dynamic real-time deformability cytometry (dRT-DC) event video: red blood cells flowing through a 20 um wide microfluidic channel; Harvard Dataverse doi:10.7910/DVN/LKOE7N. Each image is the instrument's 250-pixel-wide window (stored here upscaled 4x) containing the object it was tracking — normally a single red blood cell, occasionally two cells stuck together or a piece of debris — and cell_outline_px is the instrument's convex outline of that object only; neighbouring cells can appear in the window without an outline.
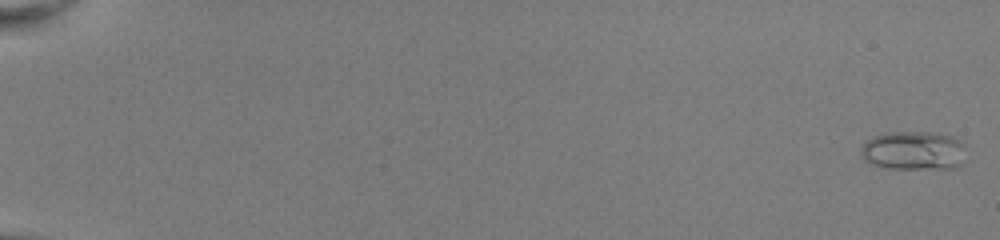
{"species": "common noctule bat (a hibernating species)", "species_latin": "Nyctalus noctula", "temperature_condition": "room temperature", "stored_images_in_passage": 52, "camera_frame_rate_fps": 3000, "um_per_image_px": 0.085, "animal": {"sex": "female", "body_mass_g": 22.0, "forearm_length_mm": 56.7}, "frame": {"image": 1, "passage_image": 1, "time_ms": 0.0, "image_size_px": [1000, 240], "cell_outline_px": [[968, 148], [960, 164], [956, 168], [888, 168], [872, 164], [864, 160], [860, 156], [860, 148], [872, 136], [888, 132], [932, 132], [952, 136], [964, 144]], "centroid_in_image_um": [77.66, 12.79], "position_along_channel_um": 7.3, "area_um2": 23.99}}
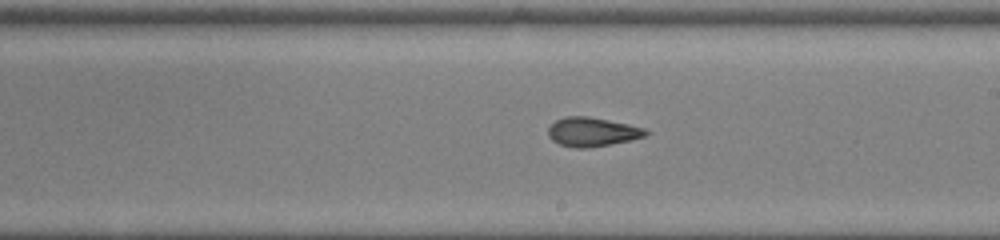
{"frame": {"image": 2, "passage_image": 33, "time_ms": 10.667, "image_size_px": [1000, 240], "cell_outline_px": [[652, 132], [648, 136], [632, 140], [612, 144], [588, 148], [576, 148], [560, 144], [552, 140], [548, 136], [548, 128], [556, 120], [568, 116], [588, 116], [628, 124], [644, 128]], "centroid_in_image_um": [50.39, 11.22], "position_along_channel_um": 238.6, "area_um2": 16.65}}
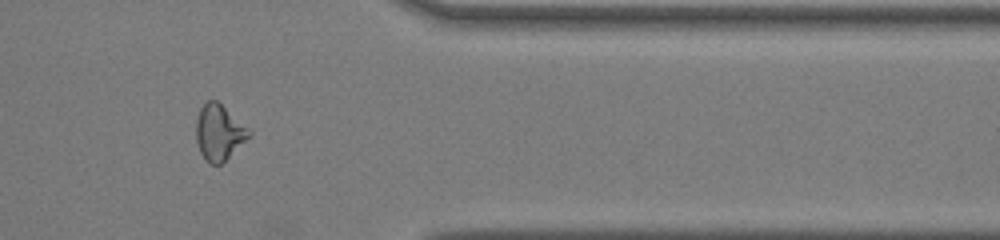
{"frame": {"image": 3, "passage_image": 45, "time_ms": 14.667, "image_size_px": [1000, 240], "cell_outline_px": [[252, 132], [220, 164], [212, 164], [204, 160], [200, 152], [196, 140], [196, 120], [200, 108], [208, 100], [216, 100], [248, 128]], "centroid_in_image_um": [18.56, 11.24], "position_along_channel_um": 392.8, "area_um2": 16.59}, "authors_computed_cell_mechanics": {"area_um2": 17.5423, "velocity_mm_per_s": 4.0662, "shape_relaxation_time_tau1_ms": null, "shape_relaxation_time_tau2_ms": 2.0067, "deformation_change_tau1": null, "deformation_change_tau2": 0.0848}}